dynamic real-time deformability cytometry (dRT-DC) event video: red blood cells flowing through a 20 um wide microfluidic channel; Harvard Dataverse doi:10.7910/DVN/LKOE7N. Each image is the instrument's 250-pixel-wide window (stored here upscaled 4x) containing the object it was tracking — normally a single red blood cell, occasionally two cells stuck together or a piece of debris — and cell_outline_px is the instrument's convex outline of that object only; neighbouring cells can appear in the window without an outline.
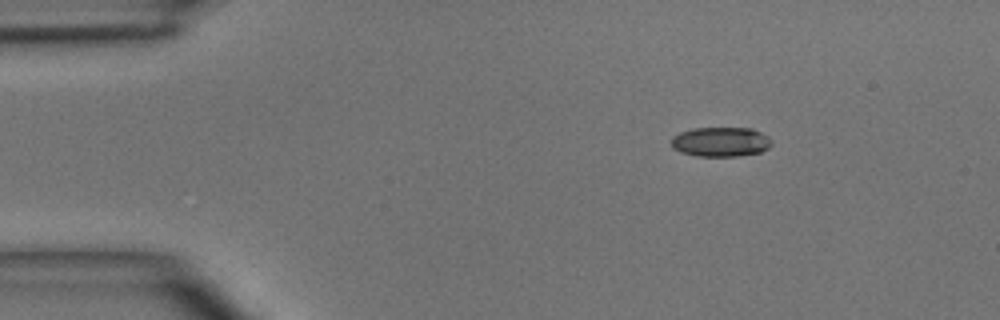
{"species": "common noctule bat (a hibernating species)", "species_latin": "Nyctalus noctula", "temperature_condition": "room temperature", "stored_images_in_passage": 3, "camera_frame_rate_fps": 3000, "um_per_image_px": 0.085, "animal": {"sex": "male", "body_mass_g": 15.6}, "frame": {"image": 1, "passage_image": 1, "time_ms": 0.0, "image_size_px": [1000, 320], "cell_outline_px": [[772, 144], [768, 148], [760, 152], [736, 156], [696, 156], [680, 152], [672, 148], [672, 136], [680, 132], [692, 128], [752, 128], [768, 136], [772, 140]], "centroid_in_image_um": [61.25, 12.05], "position_along_channel_um": 23.7, "area_um2": 17.4}}
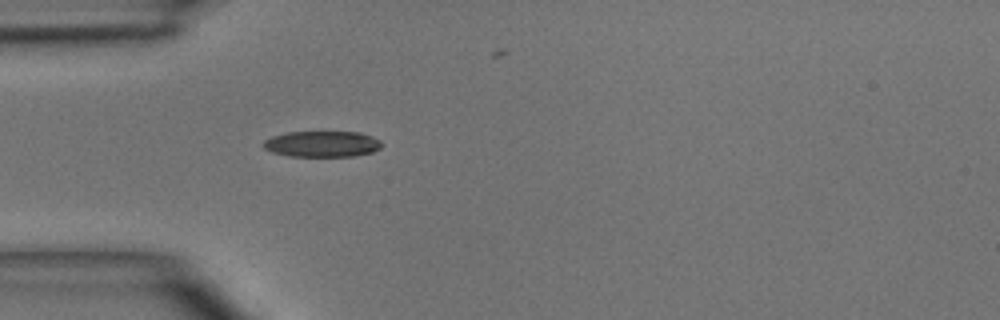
{"frame": {"image": 2, "passage_image": 3, "time_ms": 2.333, "image_size_px": [1000, 320], "cell_outline_px": [[380, 148], [372, 152], [352, 156], [288, 156], [272, 152], [264, 148], [260, 144], [264, 140], [272, 136], [288, 132], [360, 132], [372, 136], [380, 140]], "centroid_in_image_um": [27.34, 12.23], "position_along_channel_um": 57.7, "area_um2": 17.92}}